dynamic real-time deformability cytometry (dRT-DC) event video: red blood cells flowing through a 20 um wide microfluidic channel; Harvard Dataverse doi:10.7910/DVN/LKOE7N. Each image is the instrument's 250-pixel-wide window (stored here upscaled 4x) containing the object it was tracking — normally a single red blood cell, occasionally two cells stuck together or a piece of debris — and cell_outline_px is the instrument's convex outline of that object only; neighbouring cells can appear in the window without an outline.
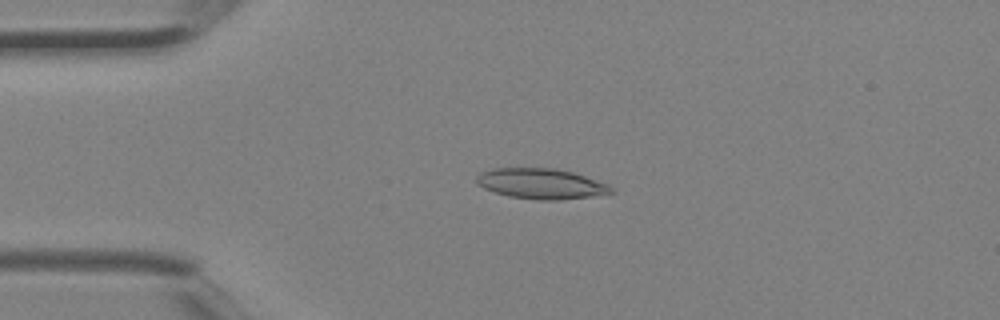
{"species": "Egyptian fruit bat (a non-hibernating species)", "species_latin": "Rousettus aegyptiacus", "temperature_condition": "room temperature", "stored_images_in_passage": 34, "camera_frame_rate_fps": 3000, "um_per_image_px": 0.085, "animal": {"sex": "female"}, "frame": {"image": 1, "passage_image": 4, "time_ms": 1.0, "image_size_px": [1000, 320], "cell_outline_px": [[616, 192], [592, 196], [560, 200], [536, 200], [508, 196], [484, 188], [476, 184], [476, 176], [480, 172], [492, 168], [552, 168], [572, 172], [608, 184]], "centroid_in_image_um": [45.97, 15.62], "position_along_channel_um": 39.0, "area_um2": 23.87}}
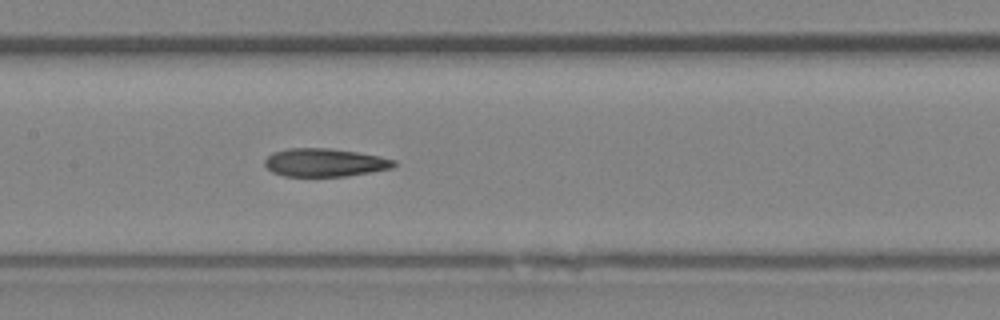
{"frame": {"image": 2, "passage_image": 14, "time_ms": 4.333, "image_size_px": [1000, 320], "cell_outline_px": [[396, 164], [392, 168], [348, 176], [284, 176], [272, 172], [264, 164], [264, 160], [272, 152], [288, 148], [328, 148], [356, 152], [380, 156], [396, 160]], "centroid_in_image_um": [27.59, 13.81], "position_along_channel_um": 179.8, "area_um2": 21.21}}
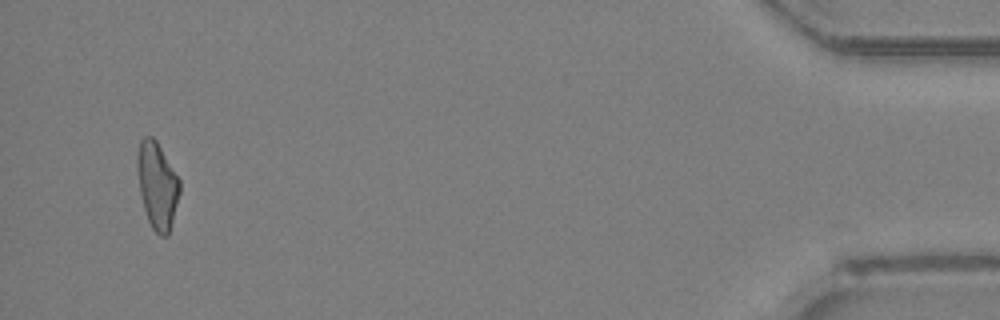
{"frame": {"image": 3, "passage_image": 33, "time_ms": 10.667, "image_size_px": [1000, 320], "cell_outline_px": [[180, 192], [168, 236], [160, 236], [152, 228], [148, 220], [144, 208], [140, 192], [136, 168], [136, 156], [140, 140], [144, 136], [152, 136], [156, 140], [180, 180]], "centroid_in_image_um": [13.35, 15.73], "position_along_channel_um": 421.9, "area_um2": 21.39}}